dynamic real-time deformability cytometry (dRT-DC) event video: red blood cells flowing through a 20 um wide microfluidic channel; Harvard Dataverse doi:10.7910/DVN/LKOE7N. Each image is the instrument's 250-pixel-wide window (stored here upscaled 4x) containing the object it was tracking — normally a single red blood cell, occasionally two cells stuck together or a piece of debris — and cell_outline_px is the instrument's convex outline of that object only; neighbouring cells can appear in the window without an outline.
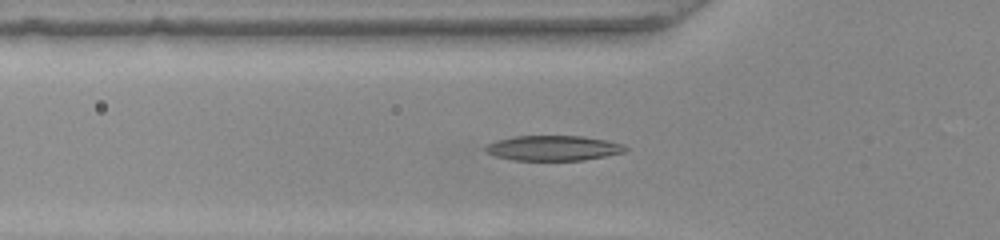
{"species": "common noctule bat (a hibernating species)", "species_latin": "Nyctalus noctula", "temperature_condition": "warm", "stored_images_in_passage": 28, "camera_frame_rate_fps": 3000, "um_per_image_px": 0.085, "animal": {"sex": "female", "body_mass_g": 22.0, "forearm_length_mm": 56.7}, "frame": {"image": 1, "passage_image": 11, "time_ms": 3.333, "image_size_px": [1000, 240], "cell_outline_px": [[628, 148], [624, 152], [584, 160], [512, 160], [496, 156], [488, 152], [484, 148], [488, 144], [496, 140], [516, 136], [584, 136], [608, 140], [624, 144]], "centroid_in_image_um": [47.06, 12.58], "position_along_channel_um": 78.7, "area_um2": 20.4}}
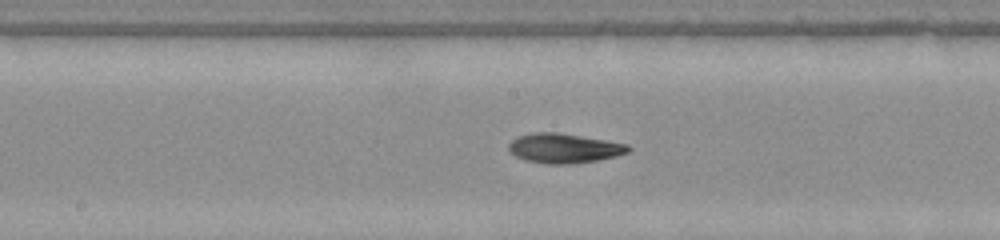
{"frame": {"image": 2, "passage_image": 20, "time_ms": 6.333, "image_size_px": [1000, 240], "cell_outline_px": [[632, 148], [628, 152], [616, 156], [600, 160], [572, 164], [544, 164], [524, 160], [516, 156], [508, 148], [508, 144], [516, 136], [532, 132], [556, 132], [608, 140], [628, 144]], "centroid_in_image_um": [47.95, 12.6], "position_along_channel_um": 200.2, "area_um2": 20.92}}
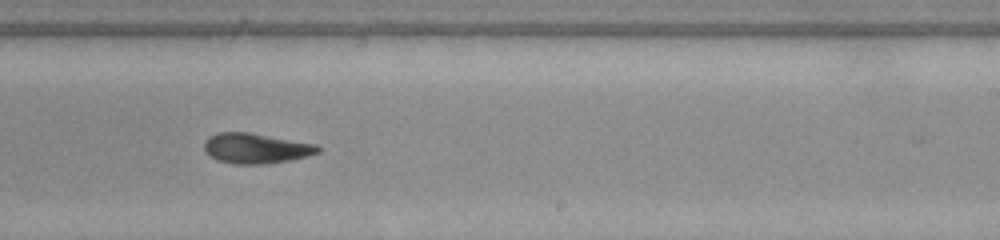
{"frame": {"image": 3, "passage_image": 25, "time_ms": 8.0, "image_size_px": [1000, 240], "cell_outline_px": [[320, 152], [308, 156], [292, 160], [268, 164], [236, 164], [216, 160], [204, 152], [204, 140], [208, 136], [216, 132], [248, 132], [316, 144], [320, 148]], "centroid_in_image_um": [21.72, 12.61], "position_along_channel_um": 267.3, "area_um2": 20.29}}